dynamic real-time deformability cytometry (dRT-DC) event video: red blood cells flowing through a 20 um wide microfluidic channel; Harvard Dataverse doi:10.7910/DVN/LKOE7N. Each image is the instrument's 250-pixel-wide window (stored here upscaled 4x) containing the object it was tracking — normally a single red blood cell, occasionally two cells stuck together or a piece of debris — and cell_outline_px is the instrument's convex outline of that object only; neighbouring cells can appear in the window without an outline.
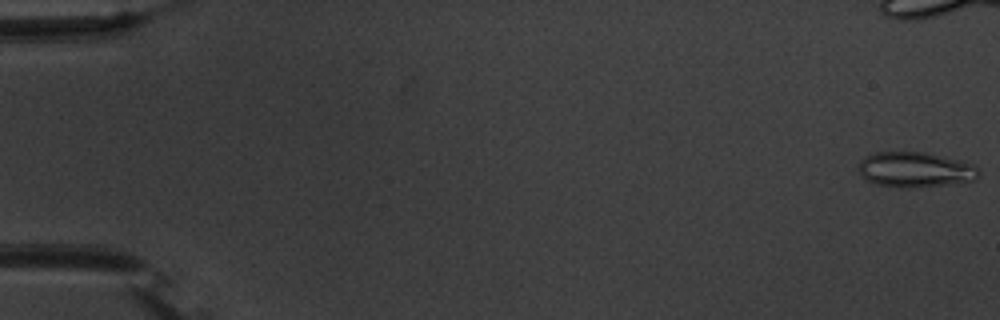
{"species": "common noctule bat (a hibernating species)", "species_latin": "Nyctalus noctula", "temperature_condition": "warm", "stored_images_in_passage": 56, "camera_frame_rate_fps": 3000, "um_per_image_px": 0.085, "animal": {"sex": "male", "body_mass_g": 20.1, "forearm_length_mm": 53.5}, "frame": {"image": 1, "passage_image": 1, "time_ms": 0.0, "image_size_px": [1000, 320], "cell_outline_px": [[980, 172], [976, 180], [960, 184], [912, 188], [904, 188], [876, 184], [860, 176], [860, 160], [864, 156], [876, 152], [924, 152], [964, 160], [976, 164], [980, 168]], "centroid_in_image_um": [77.9, 14.43], "position_along_channel_um": 7.1, "area_um2": 25.37}}
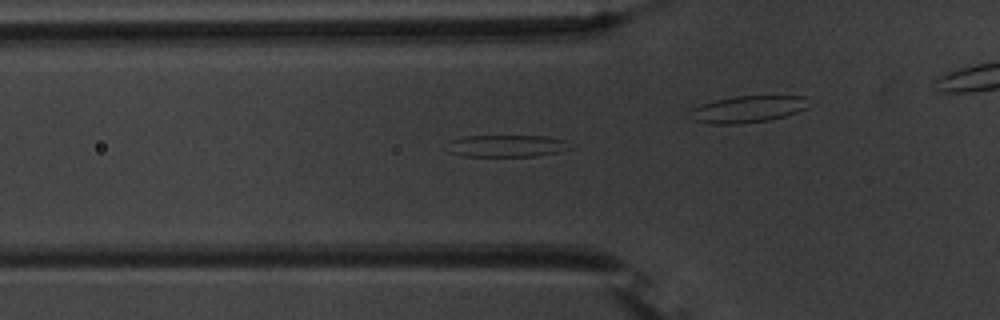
{"frame": {"image": 2, "passage_image": 20, "time_ms": 6.333, "image_size_px": [1000, 320], "cell_outline_px": [[572, 148], [560, 152], [536, 156], [464, 156], [448, 152], [448, 140], [464, 136], [544, 136], [568, 140]], "centroid_in_image_um": [43.09, 12.4], "position_along_channel_um": 82.7, "area_um2": 16.01}}
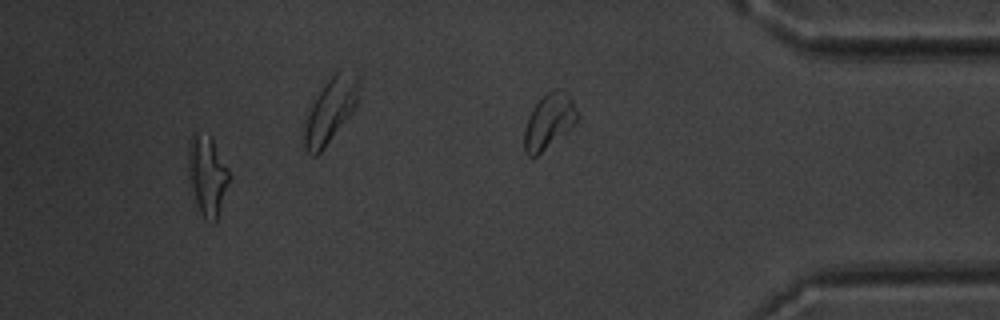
{"frame": {"image": 3, "passage_image": 52, "time_ms": 17.0, "image_size_px": [1000, 320], "cell_outline_px": [[232, 176], [216, 220], [204, 220], [196, 204], [188, 168], [188, 148], [192, 132], [196, 132], [208, 136], [212, 140], [228, 168]], "centroid_in_image_um": [17.63, 14.91], "position_along_channel_um": 417.6, "area_um2": 18.73}, "authors_computed_cell_mechanics": {"area_um2": 17.5423, "velocity_mm_per_s": 3.7366, "shape_relaxation_time_tau1_ms": 6.8923, "shape_relaxation_time_tau2_ms": 2.4768, "deformation_change_tau1": 0.2501, "deformation_change_tau2": 0.1461}}